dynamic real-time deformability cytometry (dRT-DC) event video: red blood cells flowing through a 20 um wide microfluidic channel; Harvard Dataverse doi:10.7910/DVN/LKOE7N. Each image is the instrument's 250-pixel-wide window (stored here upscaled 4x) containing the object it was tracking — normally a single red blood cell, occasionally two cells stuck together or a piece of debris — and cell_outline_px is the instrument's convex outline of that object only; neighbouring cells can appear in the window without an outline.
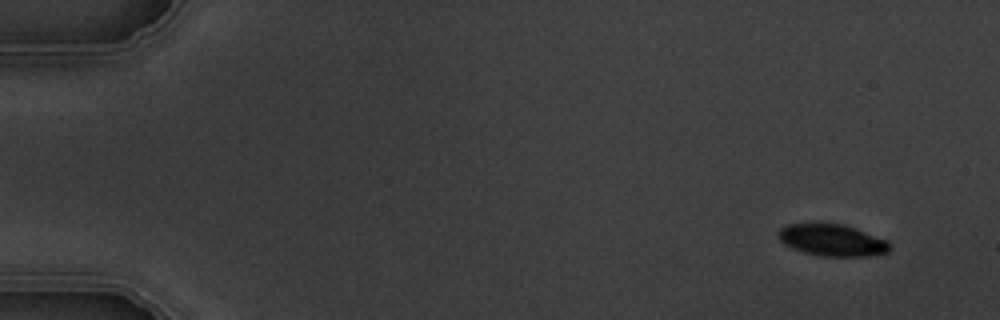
{"species": "common noctule bat (a hibernating species)", "species_latin": "Nyctalus noctula", "temperature_condition": "warm", "stored_images_in_passage": 9, "camera_frame_rate_fps": 3000, "um_per_image_px": 0.085, "animal": {"sex": "male", "body_mass_g": 19.5, "forearm_length_mm": 54.6}, "frame": {"image": 1, "passage_image": 1, "time_ms": 0.0, "image_size_px": [1000, 320], "cell_outline_px": [[892, 248], [888, 252], [868, 256], [816, 256], [792, 248], [784, 244], [780, 240], [780, 228], [788, 224], [844, 224], [888, 240], [892, 244]], "centroid_in_image_um": [70.79, 20.43], "position_along_channel_um": 14.2, "area_um2": 20.58}}